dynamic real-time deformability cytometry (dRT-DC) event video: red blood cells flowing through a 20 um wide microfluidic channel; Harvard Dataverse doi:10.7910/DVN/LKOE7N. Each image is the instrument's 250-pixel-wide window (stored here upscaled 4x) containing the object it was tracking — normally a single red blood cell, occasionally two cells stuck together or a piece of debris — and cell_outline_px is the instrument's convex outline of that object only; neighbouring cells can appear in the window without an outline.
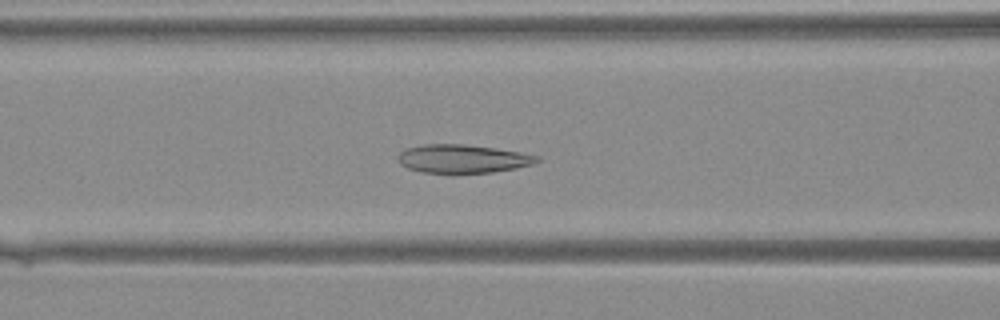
{"species": "Egyptian fruit bat (a non-hibernating species)", "species_latin": "Rousettus aegyptiacus", "temperature_condition": "warm", "stored_images_in_passage": 30, "camera_frame_rate_fps": 3000, "um_per_image_px": 0.085, "animal": {"sex": "female"}, "frame": {"image": 1, "passage_image": 8, "time_ms": 2.333, "image_size_px": [1000, 320], "cell_outline_px": [[540, 160], [532, 164], [516, 168], [492, 172], [452, 176], [420, 172], [408, 168], [400, 164], [396, 156], [400, 152], [408, 148], [424, 144], [464, 144], [496, 148], [520, 152], [540, 156]], "centroid_in_image_um": [39.29, 13.54], "position_along_channel_um": 127.3, "area_um2": 23.87}}
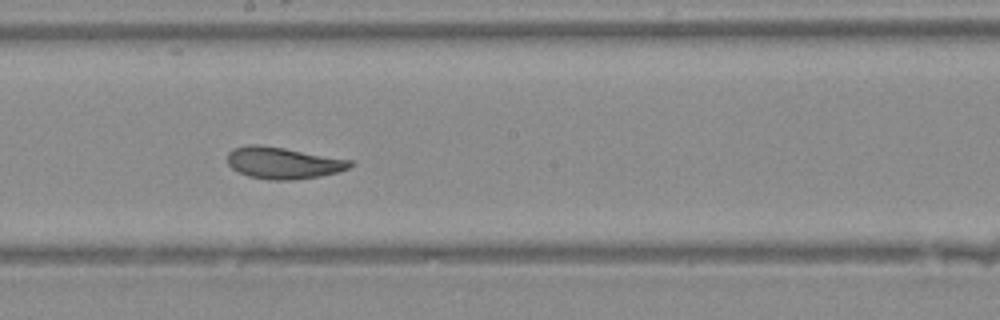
{"frame": {"image": 2, "passage_image": 14, "time_ms": 4.333, "image_size_px": [1000, 320], "cell_outline_px": [[356, 164], [348, 168], [336, 172], [320, 176], [292, 180], [272, 180], [248, 176], [236, 172], [228, 164], [228, 152], [232, 148], [248, 144], [256, 144], [284, 148], [352, 160]], "centroid_in_image_um": [24.04, 13.84], "position_along_channel_um": 224.2, "area_um2": 22.72}}
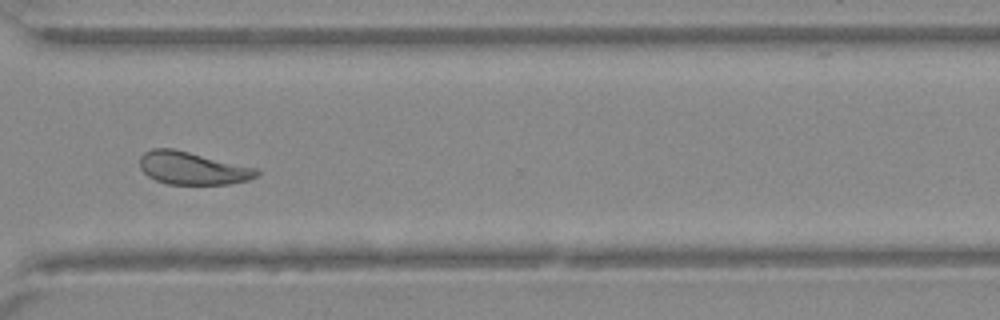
{"frame": {"image": 3, "passage_image": 22, "time_ms": 7.0, "image_size_px": [1000, 320], "cell_outline_px": [[260, 172], [256, 176], [248, 180], [228, 184], [168, 184], [156, 180], [148, 176], [140, 168], [140, 156], [144, 152], [152, 148], [172, 148], [260, 168]], "centroid_in_image_um": [16.38, 14.29], "position_along_channel_um": 354.2, "area_um2": 22.43}}